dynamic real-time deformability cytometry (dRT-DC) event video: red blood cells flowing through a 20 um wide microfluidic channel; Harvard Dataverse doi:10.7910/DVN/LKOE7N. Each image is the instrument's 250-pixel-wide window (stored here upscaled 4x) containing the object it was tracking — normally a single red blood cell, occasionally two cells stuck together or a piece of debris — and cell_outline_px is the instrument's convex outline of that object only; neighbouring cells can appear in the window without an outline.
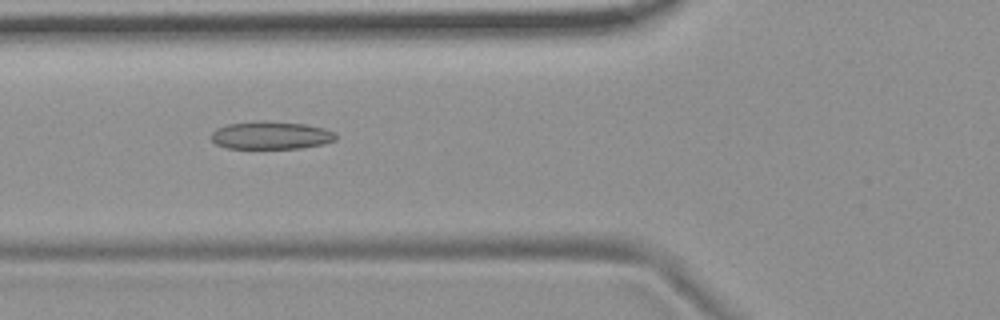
{"species": "common noctule bat (a hibernating species)", "species_latin": "Nyctalus noctula", "temperature_condition": "room temperature", "stored_images_in_passage": 48, "camera_frame_rate_fps": 3000, "um_per_image_px": 0.085, "animal": {"sex": "female", "body_mass_g": 19.9}, "frame": {"image": 1, "passage_image": 14, "time_ms": 4.333, "image_size_px": [1000, 320], "cell_outline_px": [[336, 140], [324, 144], [300, 148], [228, 148], [216, 144], [212, 140], [212, 132], [216, 128], [228, 124], [264, 120], [304, 124], [324, 128], [336, 132]], "centroid_in_image_um": [23.05, 11.5], "position_along_channel_um": 102.7, "area_um2": 20.23}}
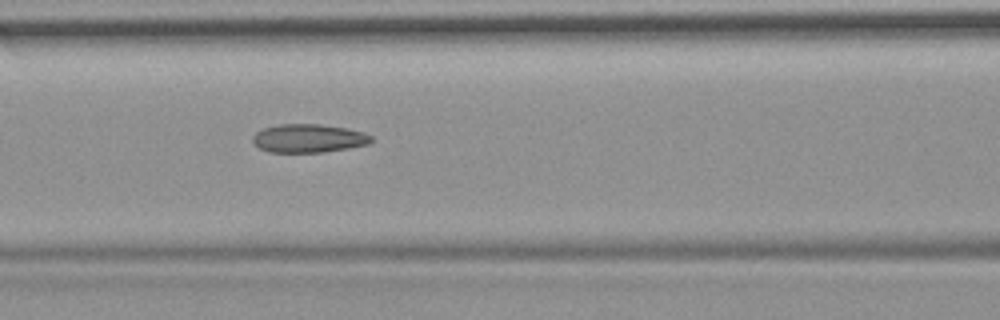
{"frame": {"image": 2, "passage_image": 17, "time_ms": 5.333, "image_size_px": [1000, 320], "cell_outline_px": [[372, 140], [368, 144], [348, 148], [324, 152], [268, 152], [260, 148], [252, 140], [252, 136], [256, 132], [264, 128], [280, 124], [320, 124], [348, 128], [364, 132], [372, 136]], "centroid_in_image_um": [26.24, 11.75], "position_along_channel_um": 140.4, "area_um2": 19.65}}
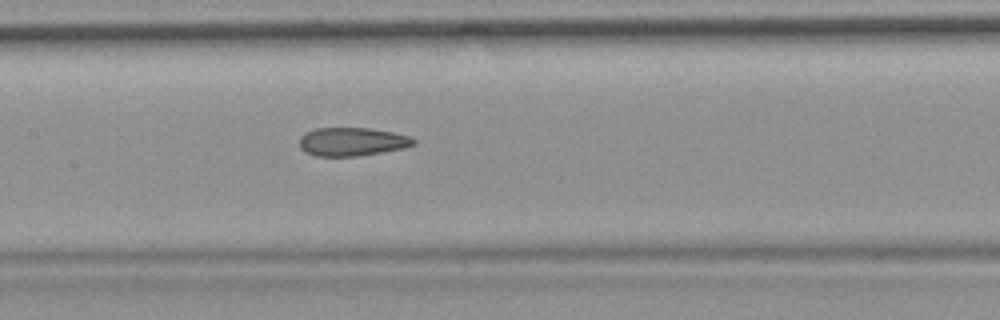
{"frame": {"image": 3, "passage_image": 20, "time_ms": 6.333, "image_size_px": [1000, 320], "cell_outline_px": [[416, 144], [404, 148], [356, 156], [316, 156], [304, 152], [300, 148], [300, 136], [304, 132], [316, 128], [368, 128], [392, 132], [408, 136], [416, 140]], "centroid_in_image_um": [29.89, 12.04], "position_along_channel_um": 177.5, "area_um2": 18.9}, "authors_computed_cell_mechanics": {"area_um2": 19.9121, "velocity_mm_per_s": 3.7222, "shape_relaxation_time_tau1_ms": null, "shape_relaxation_time_tau2_ms": 3.5227, "deformation_change_tau1": null, "deformation_change_tau2": 0.1248}}